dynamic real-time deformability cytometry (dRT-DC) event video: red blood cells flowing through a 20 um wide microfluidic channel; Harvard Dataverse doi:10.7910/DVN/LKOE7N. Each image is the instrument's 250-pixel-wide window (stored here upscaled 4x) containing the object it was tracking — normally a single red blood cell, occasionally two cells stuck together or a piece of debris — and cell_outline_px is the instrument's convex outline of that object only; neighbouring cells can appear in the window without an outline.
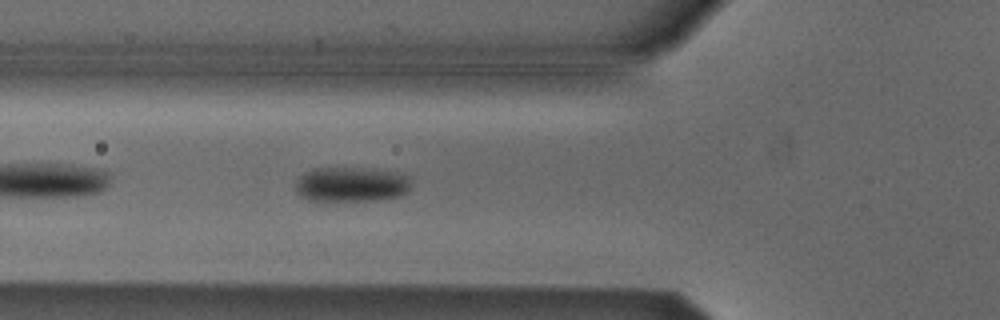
{"species": "Egyptian fruit bat (a non-hibernating species)", "species_latin": "Rousettus aegyptiacus", "temperature_condition": "cold", "stored_images_in_passage": 25, "camera_frame_rate_fps": 3000, "um_per_image_px": 0.085, "animal": {"sex": "male"}, "frame": {"image": 1, "passage_image": 5, "time_ms": 1.333, "image_size_px": [1000, 320], "cell_outline_px": [[408, 192], [400, 196], [384, 200], [308, 200], [300, 196], [296, 192], [296, 180], [304, 172], [312, 168], [364, 168], [396, 172], [408, 176]], "centroid_in_image_um": [29.83, 15.67], "position_along_channel_um": 96.0, "area_um2": 23.47}}
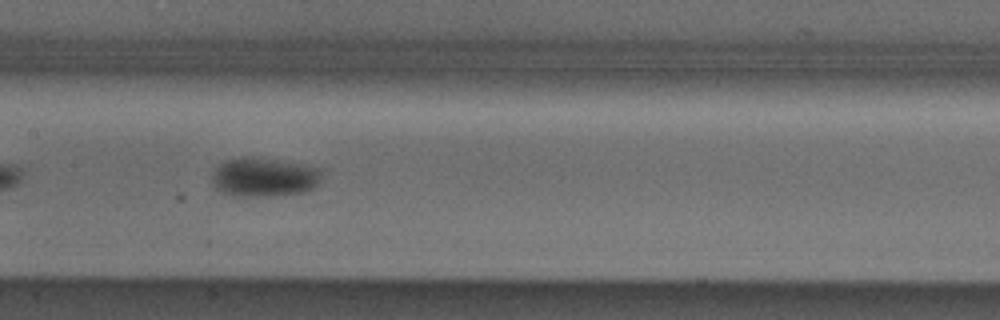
{"frame": {"image": 2, "passage_image": 12, "time_ms": 3.667, "image_size_px": [1000, 320], "cell_outline_px": [[324, 168], [320, 184], [316, 188], [304, 192], [272, 196], [232, 196], [220, 192], [212, 184], [212, 172], [224, 160], [244, 156], [248, 156], [276, 160]], "centroid_in_image_um": [22.47, 15.06], "position_along_channel_um": 184.9, "area_um2": 25.55}}
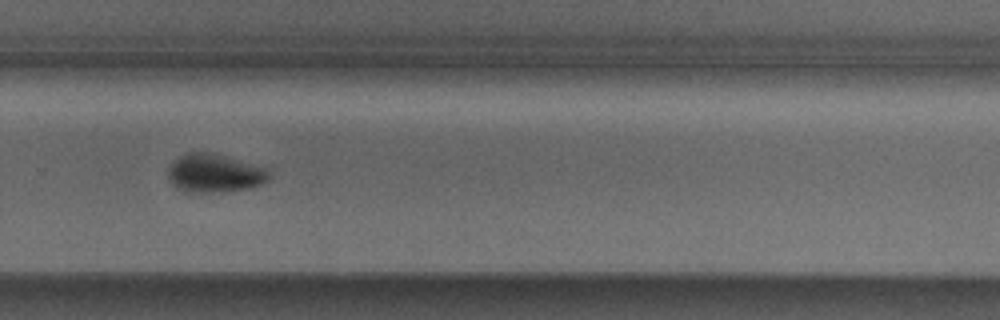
{"frame": {"image": 3, "passage_image": 22, "time_ms": 7.0, "image_size_px": [1000, 320], "cell_outline_px": [[272, 176], [264, 184], [248, 188], [212, 192], [188, 192], [176, 188], [168, 180], [168, 168], [184, 152], [212, 152], [264, 168]], "centroid_in_image_um": [18.2, 14.72], "position_along_channel_um": 311.6, "area_um2": 22.43}}